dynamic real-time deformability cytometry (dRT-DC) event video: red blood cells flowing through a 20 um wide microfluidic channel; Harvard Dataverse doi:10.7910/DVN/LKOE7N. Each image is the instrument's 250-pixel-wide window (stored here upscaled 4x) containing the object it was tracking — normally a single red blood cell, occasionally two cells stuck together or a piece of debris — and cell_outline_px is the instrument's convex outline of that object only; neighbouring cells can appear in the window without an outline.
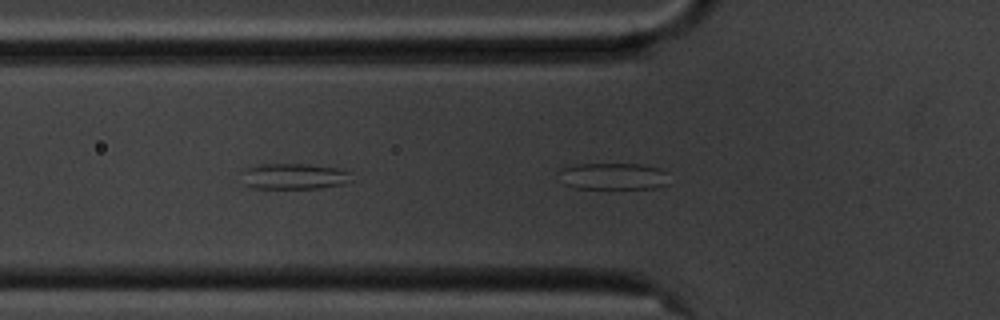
{"species": "common noctule bat (a hibernating species)", "species_latin": "Nyctalus noctula", "temperature_condition": "cold", "stored_images_in_passage": 39, "camera_frame_rate_fps": 3000, "um_per_image_px": 0.085, "animal": {"sex": "male", "body_mass_g": 20.1, "forearm_length_mm": 53.5}, "frame": {"image": 1, "passage_image": 2, "time_ms": 0.333, "image_size_px": [1000, 320], "cell_outline_px": [[668, 184], [656, 188], [576, 188], [564, 184], [560, 172], [560, 168], [572, 164], [640, 164], [660, 168], [664, 172]], "centroid_in_image_um": [52.1, 14.97], "position_along_channel_um": 73.7, "area_um2": 17.05}}
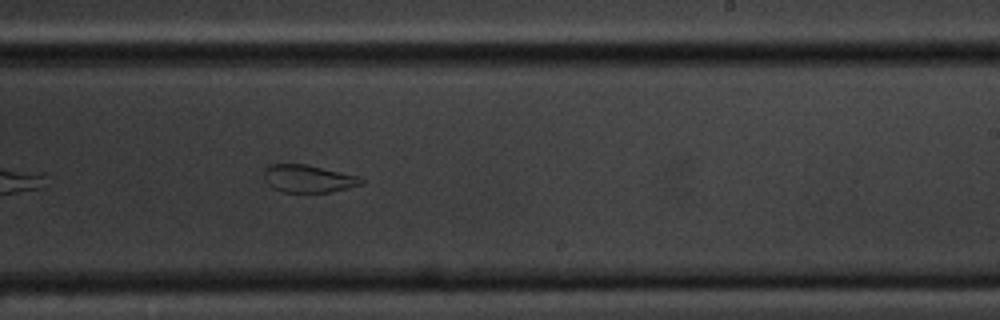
{"frame": {"image": 2, "passage_image": 18, "time_ms": 5.667, "image_size_px": [1000, 320], "cell_outline_px": [[364, 184], [332, 192], [284, 192], [272, 188], [264, 180], [264, 168], [268, 164], [304, 164], [356, 176], [364, 180]], "centroid_in_image_um": [26.15, 15.19], "position_along_channel_um": 262.8, "area_um2": 15.55}}
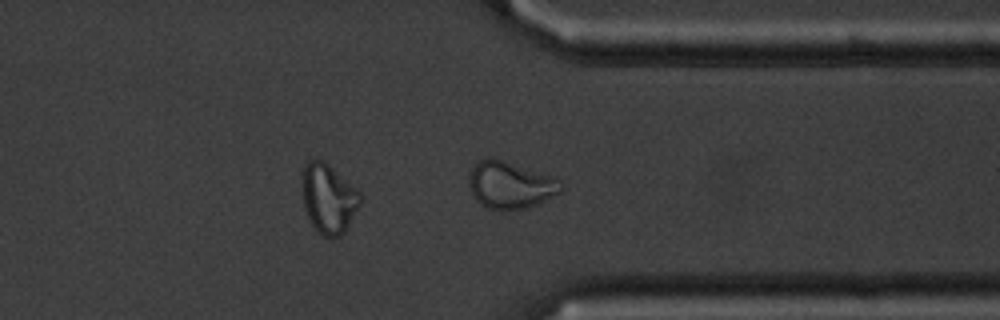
{"frame": {"image": 3, "passage_image": 27, "time_ms": 8.667, "image_size_px": [1000, 320], "cell_outline_px": [[360, 204], [344, 232], [340, 236], [324, 236], [312, 224], [308, 216], [304, 204], [300, 184], [300, 176], [304, 164], [308, 160], [324, 160], [360, 192]], "centroid_in_image_um": [27.88, 16.82], "position_along_channel_um": 383.5, "area_um2": 23.35}, "authors_computed_cell_mechanics": {"area_um2": 17.5712, "velocity_mm_per_s": 3.5377, "shape_relaxation_time_tau1_ms": null, "shape_relaxation_time_tau2_ms": 2.1196, "deformation_change_tau1": null, "deformation_change_tau2": 0.0943}}